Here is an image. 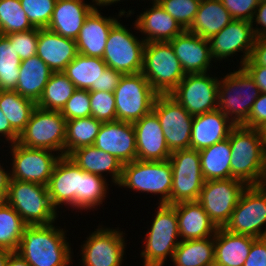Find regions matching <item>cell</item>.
Listing matches in <instances>:
<instances>
[{
  "label": "cell",
  "instance_id": "obj_24",
  "mask_svg": "<svg viewBox=\"0 0 266 266\" xmlns=\"http://www.w3.org/2000/svg\"><path fill=\"white\" fill-rule=\"evenodd\" d=\"M235 125L219 109L193 118L190 149L201 150L228 138Z\"/></svg>",
  "mask_w": 266,
  "mask_h": 266
},
{
  "label": "cell",
  "instance_id": "obj_20",
  "mask_svg": "<svg viewBox=\"0 0 266 266\" xmlns=\"http://www.w3.org/2000/svg\"><path fill=\"white\" fill-rule=\"evenodd\" d=\"M137 145V159L143 161L169 160V150L160 121L151 111L133 123Z\"/></svg>",
  "mask_w": 266,
  "mask_h": 266
},
{
  "label": "cell",
  "instance_id": "obj_26",
  "mask_svg": "<svg viewBox=\"0 0 266 266\" xmlns=\"http://www.w3.org/2000/svg\"><path fill=\"white\" fill-rule=\"evenodd\" d=\"M117 22V18L103 17L95 8L85 19L76 39L78 53L102 58L109 32Z\"/></svg>",
  "mask_w": 266,
  "mask_h": 266
},
{
  "label": "cell",
  "instance_id": "obj_23",
  "mask_svg": "<svg viewBox=\"0 0 266 266\" xmlns=\"http://www.w3.org/2000/svg\"><path fill=\"white\" fill-rule=\"evenodd\" d=\"M77 54L76 40L63 37L47 28L39 29L36 55L53 72H63Z\"/></svg>",
  "mask_w": 266,
  "mask_h": 266
},
{
  "label": "cell",
  "instance_id": "obj_29",
  "mask_svg": "<svg viewBox=\"0 0 266 266\" xmlns=\"http://www.w3.org/2000/svg\"><path fill=\"white\" fill-rule=\"evenodd\" d=\"M255 239L218 228L214 235V266H243Z\"/></svg>",
  "mask_w": 266,
  "mask_h": 266
},
{
  "label": "cell",
  "instance_id": "obj_8",
  "mask_svg": "<svg viewBox=\"0 0 266 266\" xmlns=\"http://www.w3.org/2000/svg\"><path fill=\"white\" fill-rule=\"evenodd\" d=\"M66 119L60 111L36 107L19 135L18 143L29 148L58 151L65 156Z\"/></svg>",
  "mask_w": 266,
  "mask_h": 266
},
{
  "label": "cell",
  "instance_id": "obj_52",
  "mask_svg": "<svg viewBox=\"0 0 266 266\" xmlns=\"http://www.w3.org/2000/svg\"><path fill=\"white\" fill-rule=\"evenodd\" d=\"M122 73L114 69L107 68L99 79V91L114 92L115 88L119 85Z\"/></svg>",
  "mask_w": 266,
  "mask_h": 266
},
{
  "label": "cell",
  "instance_id": "obj_3",
  "mask_svg": "<svg viewBox=\"0 0 266 266\" xmlns=\"http://www.w3.org/2000/svg\"><path fill=\"white\" fill-rule=\"evenodd\" d=\"M141 73L158 95H169L186 75L169 42H147Z\"/></svg>",
  "mask_w": 266,
  "mask_h": 266
},
{
  "label": "cell",
  "instance_id": "obj_48",
  "mask_svg": "<svg viewBox=\"0 0 266 266\" xmlns=\"http://www.w3.org/2000/svg\"><path fill=\"white\" fill-rule=\"evenodd\" d=\"M233 20L251 21L259 0H220Z\"/></svg>",
  "mask_w": 266,
  "mask_h": 266
},
{
  "label": "cell",
  "instance_id": "obj_4",
  "mask_svg": "<svg viewBox=\"0 0 266 266\" xmlns=\"http://www.w3.org/2000/svg\"><path fill=\"white\" fill-rule=\"evenodd\" d=\"M223 77L219 80L218 109L235 126L242 125L247 120L253 103L260 96L261 91L242 67Z\"/></svg>",
  "mask_w": 266,
  "mask_h": 266
},
{
  "label": "cell",
  "instance_id": "obj_17",
  "mask_svg": "<svg viewBox=\"0 0 266 266\" xmlns=\"http://www.w3.org/2000/svg\"><path fill=\"white\" fill-rule=\"evenodd\" d=\"M117 230L98 226L91 233L81 250L83 266H121L126 243Z\"/></svg>",
  "mask_w": 266,
  "mask_h": 266
},
{
  "label": "cell",
  "instance_id": "obj_27",
  "mask_svg": "<svg viewBox=\"0 0 266 266\" xmlns=\"http://www.w3.org/2000/svg\"><path fill=\"white\" fill-rule=\"evenodd\" d=\"M135 29L145 34L147 42H170L182 34L185 29L158 2L150 9L140 14L135 20Z\"/></svg>",
  "mask_w": 266,
  "mask_h": 266
},
{
  "label": "cell",
  "instance_id": "obj_16",
  "mask_svg": "<svg viewBox=\"0 0 266 266\" xmlns=\"http://www.w3.org/2000/svg\"><path fill=\"white\" fill-rule=\"evenodd\" d=\"M12 171L11 179L47 186L58 159L48 149L29 148L18 142L11 144Z\"/></svg>",
  "mask_w": 266,
  "mask_h": 266
},
{
  "label": "cell",
  "instance_id": "obj_51",
  "mask_svg": "<svg viewBox=\"0 0 266 266\" xmlns=\"http://www.w3.org/2000/svg\"><path fill=\"white\" fill-rule=\"evenodd\" d=\"M243 65L266 66V36L256 38L251 56Z\"/></svg>",
  "mask_w": 266,
  "mask_h": 266
},
{
  "label": "cell",
  "instance_id": "obj_9",
  "mask_svg": "<svg viewBox=\"0 0 266 266\" xmlns=\"http://www.w3.org/2000/svg\"><path fill=\"white\" fill-rule=\"evenodd\" d=\"M113 93L116 120L129 123L149 114L158 95L141 72L123 75Z\"/></svg>",
  "mask_w": 266,
  "mask_h": 266
},
{
  "label": "cell",
  "instance_id": "obj_14",
  "mask_svg": "<svg viewBox=\"0 0 266 266\" xmlns=\"http://www.w3.org/2000/svg\"><path fill=\"white\" fill-rule=\"evenodd\" d=\"M219 80L206 73L186 74L169 94L191 115L218 109Z\"/></svg>",
  "mask_w": 266,
  "mask_h": 266
},
{
  "label": "cell",
  "instance_id": "obj_56",
  "mask_svg": "<svg viewBox=\"0 0 266 266\" xmlns=\"http://www.w3.org/2000/svg\"><path fill=\"white\" fill-rule=\"evenodd\" d=\"M11 180V173H7L0 164V200H5L9 183Z\"/></svg>",
  "mask_w": 266,
  "mask_h": 266
},
{
  "label": "cell",
  "instance_id": "obj_55",
  "mask_svg": "<svg viewBox=\"0 0 266 266\" xmlns=\"http://www.w3.org/2000/svg\"><path fill=\"white\" fill-rule=\"evenodd\" d=\"M0 134L7 138L11 144L18 142L19 135L12 129L10 122L5 117V114L0 109Z\"/></svg>",
  "mask_w": 266,
  "mask_h": 266
},
{
  "label": "cell",
  "instance_id": "obj_60",
  "mask_svg": "<svg viewBox=\"0 0 266 266\" xmlns=\"http://www.w3.org/2000/svg\"><path fill=\"white\" fill-rule=\"evenodd\" d=\"M260 132H261V136L264 140V143L266 145V124L263 125L261 128H260Z\"/></svg>",
  "mask_w": 266,
  "mask_h": 266
},
{
  "label": "cell",
  "instance_id": "obj_30",
  "mask_svg": "<svg viewBox=\"0 0 266 266\" xmlns=\"http://www.w3.org/2000/svg\"><path fill=\"white\" fill-rule=\"evenodd\" d=\"M68 157L75 162L85 172L103 176L104 172H109L112 182L119 184L123 164L112 154L98 149L94 145L82 147L72 151Z\"/></svg>",
  "mask_w": 266,
  "mask_h": 266
},
{
  "label": "cell",
  "instance_id": "obj_36",
  "mask_svg": "<svg viewBox=\"0 0 266 266\" xmlns=\"http://www.w3.org/2000/svg\"><path fill=\"white\" fill-rule=\"evenodd\" d=\"M36 107L35 101L21 96L14 90H0V109L18 135L25 130Z\"/></svg>",
  "mask_w": 266,
  "mask_h": 266
},
{
  "label": "cell",
  "instance_id": "obj_34",
  "mask_svg": "<svg viewBox=\"0 0 266 266\" xmlns=\"http://www.w3.org/2000/svg\"><path fill=\"white\" fill-rule=\"evenodd\" d=\"M199 155L205 181L230 178L231 149L228 138L199 150Z\"/></svg>",
  "mask_w": 266,
  "mask_h": 266
},
{
  "label": "cell",
  "instance_id": "obj_18",
  "mask_svg": "<svg viewBox=\"0 0 266 266\" xmlns=\"http://www.w3.org/2000/svg\"><path fill=\"white\" fill-rule=\"evenodd\" d=\"M255 40L251 21L233 20L208 41L211 56L215 60H222L242 51V66L250 58Z\"/></svg>",
  "mask_w": 266,
  "mask_h": 266
},
{
  "label": "cell",
  "instance_id": "obj_32",
  "mask_svg": "<svg viewBox=\"0 0 266 266\" xmlns=\"http://www.w3.org/2000/svg\"><path fill=\"white\" fill-rule=\"evenodd\" d=\"M17 86L14 91L37 102L53 71L37 55L21 60Z\"/></svg>",
  "mask_w": 266,
  "mask_h": 266
},
{
  "label": "cell",
  "instance_id": "obj_1",
  "mask_svg": "<svg viewBox=\"0 0 266 266\" xmlns=\"http://www.w3.org/2000/svg\"><path fill=\"white\" fill-rule=\"evenodd\" d=\"M228 139L231 149L230 178L247 186L266 184V145L260 129L235 126Z\"/></svg>",
  "mask_w": 266,
  "mask_h": 266
},
{
  "label": "cell",
  "instance_id": "obj_45",
  "mask_svg": "<svg viewBox=\"0 0 266 266\" xmlns=\"http://www.w3.org/2000/svg\"><path fill=\"white\" fill-rule=\"evenodd\" d=\"M90 94L91 116L101 122L116 121L115 96L113 92L94 91Z\"/></svg>",
  "mask_w": 266,
  "mask_h": 266
},
{
  "label": "cell",
  "instance_id": "obj_28",
  "mask_svg": "<svg viewBox=\"0 0 266 266\" xmlns=\"http://www.w3.org/2000/svg\"><path fill=\"white\" fill-rule=\"evenodd\" d=\"M178 218L179 236L183 241L213 237L217 227L198 201L173 204Z\"/></svg>",
  "mask_w": 266,
  "mask_h": 266
},
{
  "label": "cell",
  "instance_id": "obj_42",
  "mask_svg": "<svg viewBox=\"0 0 266 266\" xmlns=\"http://www.w3.org/2000/svg\"><path fill=\"white\" fill-rule=\"evenodd\" d=\"M34 27L23 11L20 0H0V34L26 32Z\"/></svg>",
  "mask_w": 266,
  "mask_h": 266
},
{
  "label": "cell",
  "instance_id": "obj_11",
  "mask_svg": "<svg viewBox=\"0 0 266 266\" xmlns=\"http://www.w3.org/2000/svg\"><path fill=\"white\" fill-rule=\"evenodd\" d=\"M145 43L117 22L109 32L102 59L108 68L123 75L140 73Z\"/></svg>",
  "mask_w": 266,
  "mask_h": 266
},
{
  "label": "cell",
  "instance_id": "obj_21",
  "mask_svg": "<svg viewBox=\"0 0 266 266\" xmlns=\"http://www.w3.org/2000/svg\"><path fill=\"white\" fill-rule=\"evenodd\" d=\"M169 43L185 74L208 72L213 59L207 39L185 30Z\"/></svg>",
  "mask_w": 266,
  "mask_h": 266
},
{
  "label": "cell",
  "instance_id": "obj_49",
  "mask_svg": "<svg viewBox=\"0 0 266 266\" xmlns=\"http://www.w3.org/2000/svg\"><path fill=\"white\" fill-rule=\"evenodd\" d=\"M266 124V93H261L253 103L247 120L241 125L246 128L260 129Z\"/></svg>",
  "mask_w": 266,
  "mask_h": 266
},
{
  "label": "cell",
  "instance_id": "obj_19",
  "mask_svg": "<svg viewBox=\"0 0 266 266\" xmlns=\"http://www.w3.org/2000/svg\"><path fill=\"white\" fill-rule=\"evenodd\" d=\"M112 154L122 164L137 159L136 136L133 123L123 121L103 122L93 144Z\"/></svg>",
  "mask_w": 266,
  "mask_h": 266
},
{
  "label": "cell",
  "instance_id": "obj_39",
  "mask_svg": "<svg viewBox=\"0 0 266 266\" xmlns=\"http://www.w3.org/2000/svg\"><path fill=\"white\" fill-rule=\"evenodd\" d=\"M27 224L5 200H0V248L17 251Z\"/></svg>",
  "mask_w": 266,
  "mask_h": 266
},
{
  "label": "cell",
  "instance_id": "obj_47",
  "mask_svg": "<svg viewBox=\"0 0 266 266\" xmlns=\"http://www.w3.org/2000/svg\"><path fill=\"white\" fill-rule=\"evenodd\" d=\"M21 60L35 56L37 53V42L39 28H33L26 32H18L5 35Z\"/></svg>",
  "mask_w": 266,
  "mask_h": 266
},
{
  "label": "cell",
  "instance_id": "obj_15",
  "mask_svg": "<svg viewBox=\"0 0 266 266\" xmlns=\"http://www.w3.org/2000/svg\"><path fill=\"white\" fill-rule=\"evenodd\" d=\"M152 111L160 121L169 150L190 149L194 116L170 95H157Z\"/></svg>",
  "mask_w": 266,
  "mask_h": 266
},
{
  "label": "cell",
  "instance_id": "obj_25",
  "mask_svg": "<svg viewBox=\"0 0 266 266\" xmlns=\"http://www.w3.org/2000/svg\"><path fill=\"white\" fill-rule=\"evenodd\" d=\"M95 8L83 0H57L47 29L76 40L85 19Z\"/></svg>",
  "mask_w": 266,
  "mask_h": 266
},
{
  "label": "cell",
  "instance_id": "obj_5",
  "mask_svg": "<svg viewBox=\"0 0 266 266\" xmlns=\"http://www.w3.org/2000/svg\"><path fill=\"white\" fill-rule=\"evenodd\" d=\"M5 201L27 225H49L56 220L47 186L11 179Z\"/></svg>",
  "mask_w": 266,
  "mask_h": 266
},
{
  "label": "cell",
  "instance_id": "obj_57",
  "mask_svg": "<svg viewBox=\"0 0 266 266\" xmlns=\"http://www.w3.org/2000/svg\"><path fill=\"white\" fill-rule=\"evenodd\" d=\"M5 266H30V265L18 252L15 251L9 255V258Z\"/></svg>",
  "mask_w": 266,
  "mask_h": 266
},
{
  "label": "cell",
  "instance_id": "obj_58",
  "mask_svg": "<svg viewBox=\"0 0 266 266\" xmlns=\"http://www.w3.org/2000/svg\"><path fill=\"white\" fill-rule=\"evenodd\" d=\"M12 252L6 249H1L0 248V266H5L7 263V260L9 258V255Z\"/></svg>",
  "mask_w": 266,
  "mask_h": 266
},
{
  "label": "cell",
  "instance_id": "obj_54",
  "mask_svg": "<svg viewBox=\"0 0 266 266\" xmlns=\"http://www.w3.org/2000/svg\"><path fill=\"white\" fill-rule=\"evenodd\" d=\"M253 22L257 23L256 25L257 27H258V24L261 25L263 29L262 30L260 28L253 27V31H254L256 38L261 37V36H266V2H259L254 12L253 18L251 20L252 25H253Z\"/></svg>",
  "mask_w": 266,
  "mask_h": 266
},
{
  "label": "cell",
  "instance_id": "obj_31",
  "mask_svg": "<svg viewBox=\"0 0 266 266\" xmlns=\"http://www.w3.org/2000/svg\"><path fill=\"white\" fill-rule=\"evenodd\" d=\"M231 21L233 18L220 0H202L187 31L209 40Z\"/></svg>",
  "mask_w": 266,
  "mask_h": 266
},
{
  "label": "cell",
  "instance_id": "obj_7",
  "mask_svg": "<svg viewBox=\"0 0 266 266\" xmlns=\"http://www.w3.org/2000/svg\"><path fill=\"white\" fill-rule=\"evenodd\" d=\"M151 229L145 235V249L141 252L144 266H163L167 255L173 258L180 241L178 218L173 205L160 204Z\"/></svg>",
  "mask_w": 266,
  "mask_h": 266
},
{
  "label": "cell",
  "instance_id": "obj_43",
  "mask_svg": "<svg viewBox=\"0 0 266 266\" xmlns=\"http://www.w3.org/2000/svg\"><path fill=\"white\" fill-rule=\"evenodd\" d=\"M57 0H20L23 11L34 28H47Z\"/></svg>",
  "mask_w": 266,
  "mask_h": 266
},
{
  "label": "cell",
  "instance_id": "obj_38",
  "mask_svg": "<svg viewBox=\"0 0 266 266\" xmlns=\"http://www.w3.org/2000/svg\"><path fill=\"white\" fill-rule=\"evenodd\" d=\"M102 123L92 116L67 120L65 156L75 149L93 145Z\"/></svg>",
  "mask_w": 266,
  "mask_h": 266
},
{
  "label": "cell",
  "instance_id": "obj_50",
  "mask_svg": "<svg viewBox=\"0 0 266 266\" xmlns=\"http://www.w3.org/2000/svg\"><path fill=\"white\" fill-rule=\"evenodd\" d=\"M243 266H266V237L256 238Z\"/></svg>",
  "mask_w": 266,
  "mask_h": 266
},
{
  "label": "cell",
  "instance_id": "obj_12",
  "mask_svg": "<svg viewBox=\"0 0 266 266\" xmlns=\"http://www.w3.org/2000/svg\"><path fill=\"white\" fill-rule=\"evenodd\" d=\"M169 161L173 174L171 205L197 201L205 182L201 172L199 150L173 151Z\"/></svg>",
  "mask_w": 266,
  "mask_h": 266
},
{
  "label": "cell",
  "instance_id": "obj_10",
  "mask_svg": "<svg viewBox=\"0 0 266 266\" xmlns=\"http://www.w3.org/2000/svg\"><path fill=\"white\" fill-rule=\"evenodd\" d=\"M266 184L247 186L242 192L228 223L223 227L230 233L266 237Z\"/></svg>",
  "mask_w": 266,
  "mask_h": 266
},
{
  "label": "cell",
  "instance_id": "obj_40",
  "mask_svg": "<svg viewBox=\"0 0 266 266\" xmlns=\"http://www.w3.org/2000/svg\"><path fill=\"white\" fill-rule=\"evenodd\" d=\"M107 185L104 176L85 172L80 168L79 193L75 197V208L88 210L102 204L108 190Z\"/></svg>",
  "mask_w": 266,
  "mask_h": 266
},
{
  "label": "cell",
  "instance_id": "obj_37",
  "mask_svg": "<svg viewBox=\"0 0 266 266\" xmlns=\"http://www.w3.org/2000/svg\"><path fill=\"white\" fill-rule=\"evenodd\" d=\"M75 90L63 72H53L36 105L44 110L61 111Z\"/></svg>",
  "mask_w": 266,
  "mask_h": 266
},
{
  "label": "cell",
  "instance_id": "obj_33",
  "mask_svg": "<svg viewBox=\"0 0 266 266\" xmlns=\"http://www.w3.org/2000/svg\"><path fill=\"white\" fill-rule=\"evenodd\" d=\"M102 58L85 56L80 53L65 67L63 73L76 89L99 91L100 75L107 69Z\"/></svg>",
  "mask_w": 266,
  "mask_h": 266
},
{
  "label": "cell",
  "instance_id": "obj_44",
  "mask_svg": "<svg viewBox=\"0 0 266 266\" xmlns=\"http://www.w3.org/2000/svg\"><path fill=\"white\" fill-rule=\"evenodd\" d=\"M199 0H159V5L187 30L198 11Z\"/></svg>",
  "mask_w": 266,
  "mask_h": 266
},
{
  "label": "cell",
  "instance_id": "obj_46",
  "mask_svg": "<svg viewBox=\"0 0 266 266\" xmlns=\"http://www.w3.org/2000/svg\"><path fill=\"white\" fill-rule=\"evenodd\" d=\"M60 112L66 121L76 118L90 117L91 108L89 91L76 89Z\"/></svg>",
  "mask_w": 266,
  "mask_h": 266
},
{
  "label": "cell",
  "instance_id": "obj_35",
  "mask_svg": "<svg viewBox=\"0 0 266 266\" xmlns=\"http://www.w3.org/2000/svg\"><path fill=\"white\" fill-rule=\"evenodd\" d=\"M214 252V236L180 240L171 260L175 266H214Z\"/></svg>",
  "mask_w": 266,
  "mask_h": 266
},
{
  "label": "cell",
  "instance_id": "obj_6",
  "mask_svg": "<svg viewBox=\"0 0 266 266\" xmlns=\"http://www.w3.org/2000/svg\"><path fill=\"white\" fill-rule=\"evenodd\" d=\"M173 182L172 167L169 160L143 161L134 160L123 164L119 186L129 189L159 194L160 204L171 205Z\"/></svg>",
  "mask_w": 266,
  "mask_h": 266
},
{
  "label": "cell",
  "instance_id": "obj_59",
  "mask_svg": "<svg viewBox=\"0 0 266 266\" xmlns=\"http://www.w3.org/2000/svg\"><path fill=\"white\" fill-rule=\"evenodd\" d=\"M93 2H95L96 5L98 6H105V5H110L113 3H117L120 0H92Z\"/></svg>",
  "mask_w": 266,
  "mask_h": 266
},
{
  "label": "cell",
  "instance_id": "obj_41",
  "mask_svg": "<svg viewBox=\"0 0 266 266\" xmlns=\"http://www.w3.org/2000/svg\"><path fill=\"white\" fill-rule=\"evenodd\" d=\"M21 59L10 40L0 34V90H15L20 75Z\"/></svg>",
  "mask_w": 266,
  "mask_h": 266
},
{
  "label": "cell",
  "instance_id": "obj_13",
  "mask_svg": "<svg viewBox=\"0 0 266 266\" xmlns=\"http://www.w3.org/2000/svg\"><path fill=\"white\" fill-rule=\"evenodd\" d=\"M246 187L235 178L205 181L197 201L216 227L223 228Z\"/></svg>",
  "mask_w": 266,
  "mask_h": 266
},
{
  "label": "cell",
  "instance_id": "obj_53",
  "mask_svg": "<svg viewBox=\"0 0 266 266\" xmlns=\"http://www.w3.org/2000/svg\"><path fill=\"white\" fill-rule=\"evenodd\" d=\"M241 67L255 81L261 93H266V66L242 65Z\"/></svg>",
  "mask_w": 266,
  "mask_h": 266
},
{
  "label": "cell",
  "instance_id": "obj_2",
  "mask_svg": "<svg viewBox=\"0 0 266 266\" xmlns=\"http://www.w3.org/2000/svg\"><path fill=\"white\" fill-rule=\"evenodd\" d=\"M65 232L53 223L27 225L16 252L30 266H68L72 262V253Z\"/></svg>",
  "mask_w": 266,
  "mask_h": 266
},
{
  "label": "cell",
  "instance_id": "obj_22",
  "mask_svg": "<svg viewBox=\"0 0 266 266\" xmlns=\"http://www.w3.org/2000/svg\"><path fill=\"white\" fill-rule=\"evenodd\" d=\"M79 184L80 167L68 156H61L54 166L47 185L52 206L57 210V206L63 203L74 208Z\"/></svg>",
  "mask_w": 266,
  "mask_h": 266
}]
</instances>
